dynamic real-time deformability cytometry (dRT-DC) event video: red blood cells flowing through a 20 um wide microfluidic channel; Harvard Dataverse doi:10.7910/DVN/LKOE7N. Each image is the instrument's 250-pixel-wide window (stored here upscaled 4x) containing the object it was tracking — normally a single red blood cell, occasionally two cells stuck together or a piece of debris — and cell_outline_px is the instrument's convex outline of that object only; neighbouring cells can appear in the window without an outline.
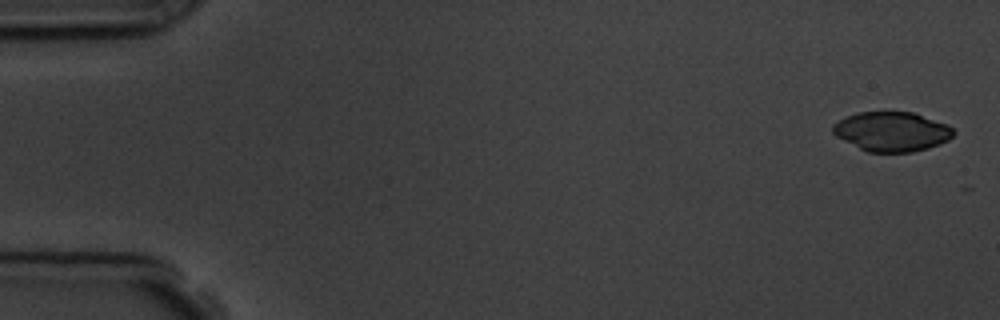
{"species": "common noctule bat (a hibernating species)", "species_latin": "Nyctalus noctula", "temperature_condition": "room temperature", "stored_images_in_passage": 2, "camera_frame_rate_fps": 3000, "um_per_image_px": 0.085, "animal": {"sex": "male", "body_mass_g": 19.5, "forearm_length_mm": 54.6}, "frame": {"image": 1, "passage_image": 1, "time_ms": 0.0, "image_size_px": [1000, 320], "cell_outline_px": [[956, 132], [948, 140], [940, 144], [928, 148], [912, 152], [868, 152], [836, 136], [832, 132], [832, 124], [844, 116], [856, 112], [912, 112], [948, 124]], "centroid_in_image_um": [75.79, 11.17], "position_along_channel_um": 9.2, "area_um2": 27.86}}